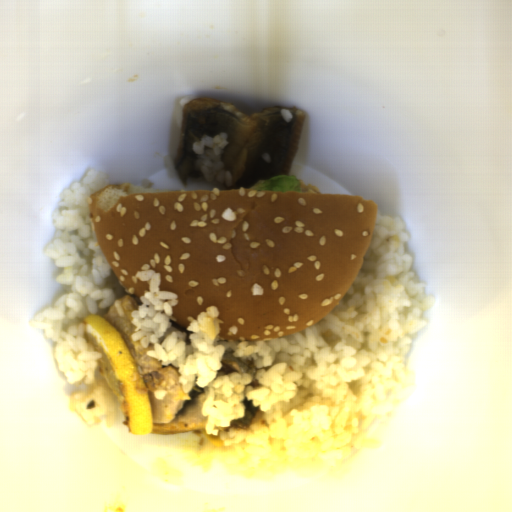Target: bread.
Returning a JSON list of instances; mask_svg holds the SVG:
<instances>
[{
	"instance_id": "8d2b1439",
	"label": "bread",
	"mask_w": 512,
	"mask_h": 512,
	"mask_svg": "<svg viewBox=\"0 0 512 512\" xmlns=\"http://www.w3.org/2000/svg\"><path fill=\"white\" fill-rule=\"evenodd\" d=\"M226 206L236 220L222 218ZM99 248L140 305L149 280L177 295L170 326L186 332L215 306L216 341L300 332L345 297L368 252L377 204L361 195L253 189L151 191L108 185L89 199ZM262 295H253V284Z\"/></svg>"
}]
</instances>
